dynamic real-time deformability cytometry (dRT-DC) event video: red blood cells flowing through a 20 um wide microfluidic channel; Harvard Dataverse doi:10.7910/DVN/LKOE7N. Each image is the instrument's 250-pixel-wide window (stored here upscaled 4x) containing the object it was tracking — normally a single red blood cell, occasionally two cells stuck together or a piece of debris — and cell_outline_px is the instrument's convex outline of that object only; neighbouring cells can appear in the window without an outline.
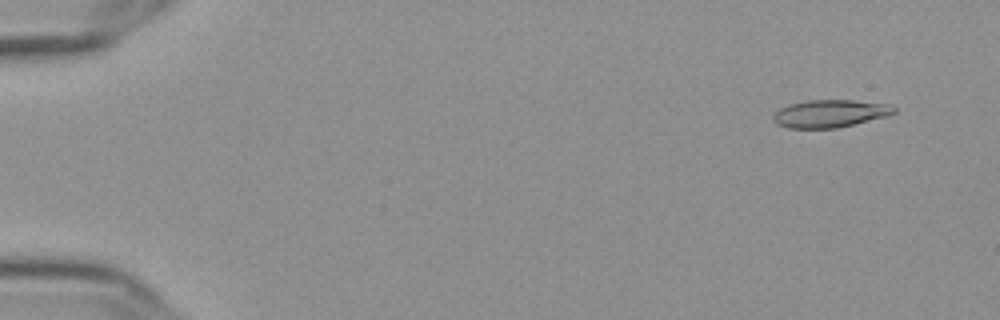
{"species": "Egyptian fruit bat (a non-hibernating species)", "species_latin": "Rousettus aegyptiacus", "temperature_condition": "cold", "stored_images_in_passage": 56, "camera_frame_rate_fps": 3000, "um_per_image_px": 0.085, "frame": {"image": 1, "passage_image": 4, "time_ms": 1.0, "image_size_px": [1000, 320], "cell_outline_px": [[896, 112], [888, 116], [836, 128], [788, 128], [776, 124], [772, 120], [772, 116], [780, 108], [788, 104], [808, 100], [852, 100], [888, 104], [896, 108]], "centroid_in_image_um": [70.53, 9.65], "position_along_channel_um": 14.5, "area_um2": 19.48}}
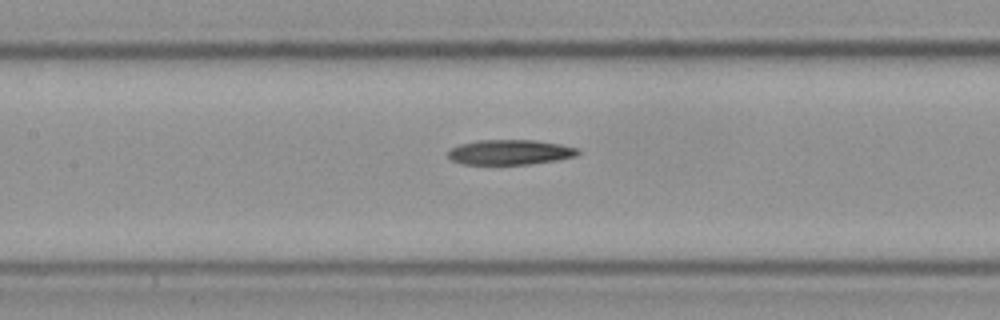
{"frame": {"image": 2, "passage_image": 27, "time_ms": 8.667, "image_size_px": [1000, 320], "cell_outline_px": [[580, 152], [576, 156], [556, 160], [528, 164], [460, 164], [452, 160], [448, 156], [448, 148], [460, 144], [476, 140], [536, 140], [560, 144], [580, 148]], "centroid_in_image_um": [43.33, 12.93], "position_along_channel_um": 164.1, "area_um2": 19.07}}
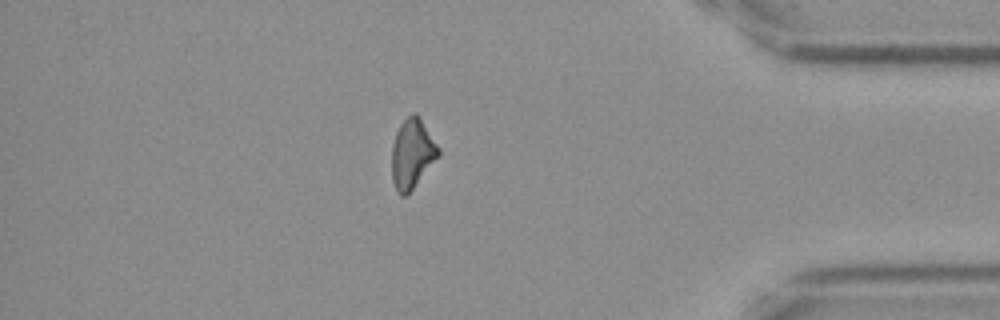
{"frame": {"image": 3, "passage_image": 49, "time_ms": 16.0, "image_size_px": [1000, 320], "cell_outline_px": [[440, 156], [412, 188], [404, 196], [400, 196], [396, 192], [392, 180], [392, 144], [396, 132], [400, 124], [412, 112], [416, 112], [440, 148]], "centroid_in_image_um": [35.03, 13.05], "position_along_channel_um": 400.2, "area_um2": 18.84}, "authors_computed_cell_mechanics": {"area_um2": 19.5364, "velocity_mm_per_s": 3.6349, "shape_relaxation_time_tau1_ms": 7.6243, "shape_relaxation_time_tau2_ms": null, "deformation_change_tau1": 0.1642, "deformation_change_tau2": null}}